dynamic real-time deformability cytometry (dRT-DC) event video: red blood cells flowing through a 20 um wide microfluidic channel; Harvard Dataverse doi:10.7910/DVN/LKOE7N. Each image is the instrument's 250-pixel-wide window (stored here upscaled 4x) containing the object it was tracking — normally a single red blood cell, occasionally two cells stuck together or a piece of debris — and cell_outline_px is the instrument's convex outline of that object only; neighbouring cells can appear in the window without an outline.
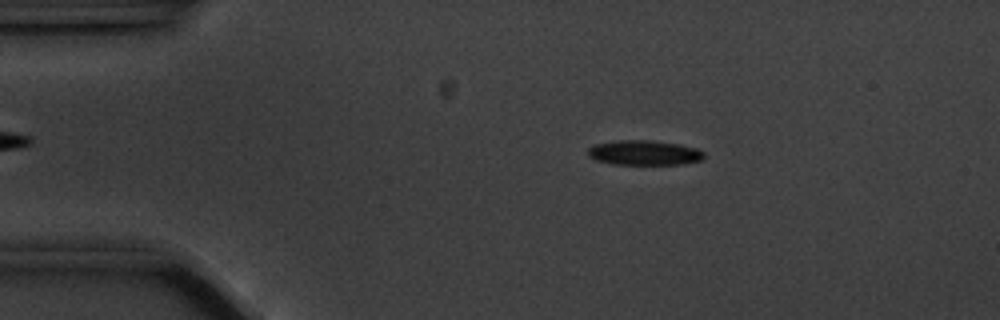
{"species": "common noctule bat (a hibernating species)", "species_latin": "Nyctalus noctula", "temperature_condition": "cold", "stored_images_in_passage": 56, "camera_frame_rate_fps": 3000, "um_per_image_px": 0.085, "animal": {"sex": "male", "body_mass_g": 20.1, "forearm_length_mm": 53.5}, "frame": {"image": 1, "passage_image": 10, "time_ms": 3.0, "image_size_px": [1000, 320], "cell_outline_px": [[704, 156], [700, 160], [684, 164], [612, 164], [596, 160], [588, 156], [588, 148], [596, 144], [620, 140], [652, 140], [680, 144], [696, 148], [704, 152]], "centroid_in_image_um": [54.76, 12.98], "position_along_channel_um": 30.2, "area_um2": 16.76}}
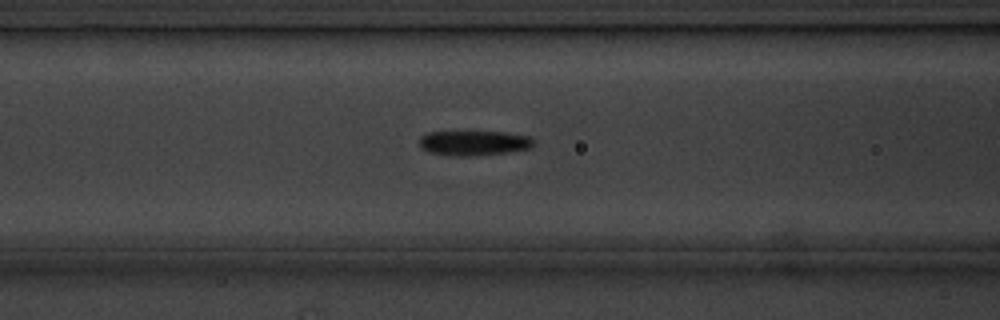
{"frame": {"image": 2, "passage_image": 22, "time_ms": 7.0, "image_size_px": [1000, 320], "cell_outline_px": [[532, 148], [508, 152], [468, 156], [452, 156], [428, 152], [420, 148], [420, 136], [428, 132], [508, 132], [528, 136], [532, 140]], "centroid_in_image_um": [40.24, 12.16], "position_along_channel_um": 126.4, "area_um2": 16.53}}
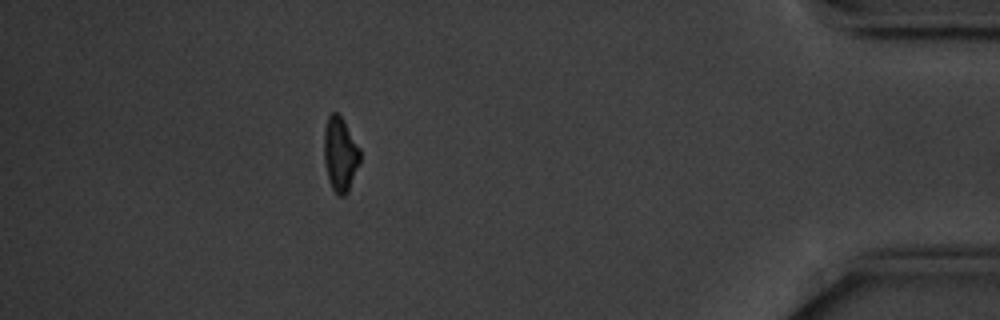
{"frame": {"image": 3, "passage_image": 50, "time_ms": 16.333, "image_size_px": [1000, 320], "cell_outline_px": [[360, 164], [348, 192], [344, 196], [340, 196], [332, 188], [328, 180], [324, 160], [324, 128], [328, 116], [332, 112], [336, 112], [344, 120], [360, 148]], "centroid_in_image_um": [28.92, 13.11], "position_along_channel_um": 406.3, "area_um2": 15.78}, "authors_computed_cell_mechanics": {"area_um2": 16.4441, "velocity_mm_per_s": 3.5301, "shape_relaxation_time_tau1_ms": 2.063, "shape_relaxation_time_tau2_ms": 10.581, "deformation_change_tau1": 0.1222, "deformation_change_tau2": 0.199}}